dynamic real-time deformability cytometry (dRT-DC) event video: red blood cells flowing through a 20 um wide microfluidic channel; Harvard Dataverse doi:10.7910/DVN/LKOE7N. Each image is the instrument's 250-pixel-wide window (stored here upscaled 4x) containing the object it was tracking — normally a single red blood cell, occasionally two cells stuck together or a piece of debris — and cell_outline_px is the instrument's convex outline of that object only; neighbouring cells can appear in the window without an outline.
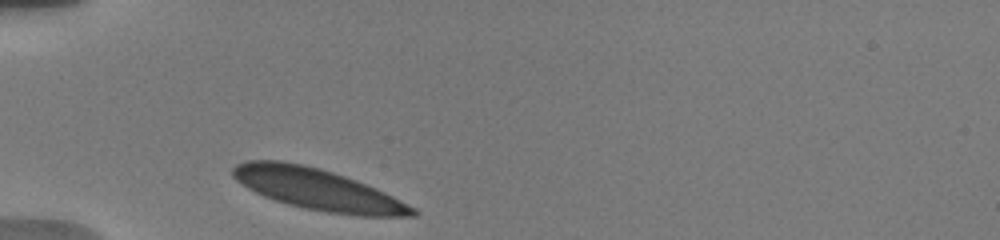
{"species": "human", "species_latin": "Homo sapiens", "temperature_condition": "warm", "stored_images_in_passage": 3, "camera_frame_rate_fps": 3000, "um_per_image_px": 0.085, "donor": {"sex": "male"}, "frame": {"image": 1, "passage_image": 1, "time_ms": 0.0, "image_size_px": [1000, 240], "cell_outline_px": [[420, 212], [416, 216], [360, 216], [328, 212], [304, 208], [288, 204], [264, 196], [248, 188], [236, 180], [232, 176], [232, 168], [236, 164], [244, 160], [280, 160], [304, 164], [320, 168], [356, 180], [376, 188], [416, 208]], "centroid_in_image_um": [27.0, 16.09], "position_along_channel_um": 58.0, "area_um2": 43.06}}